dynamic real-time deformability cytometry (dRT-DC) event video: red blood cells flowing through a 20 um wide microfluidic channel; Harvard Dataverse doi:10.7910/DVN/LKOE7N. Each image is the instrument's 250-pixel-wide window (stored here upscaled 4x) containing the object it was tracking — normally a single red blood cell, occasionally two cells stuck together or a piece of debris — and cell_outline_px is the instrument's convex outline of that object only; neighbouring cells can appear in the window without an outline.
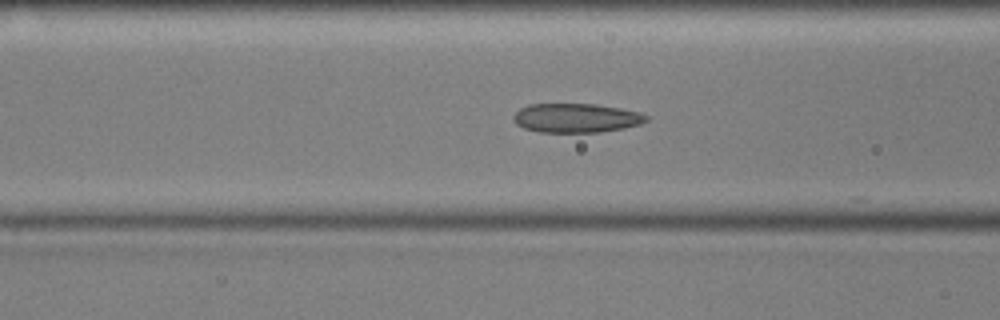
{"species": "common noctule bat (a hibernating species)", "species_latin": "Nyctalus noctula", "temperature_condition": "cold", "stored_images_in_passage": 55, "camera_frame_rate_fps": 3000, "um_per_image_px": 0.085, "animal": {"sex": "male", "body_mass_g": 17.9, "forearm_length_mm": 54.2}, "frame": {"image": 1, "passage_image": 20, "time_ms": 6.333, "image_size_px": [1000, 320], "cell_outline_px": [[648, 120], [640, 124], [624, 128], [600, 132], [540, 132], [524, 128], [516, 124], [512, 120], [512, 116], [520, 108], [528, 104], [596, 104], [620, 108], [640, 112], [648, 116]], "centroid_in_image_um": [48.96, 10.02], "position_along_channel_um": 117.6, "area_um2": 22.66}}
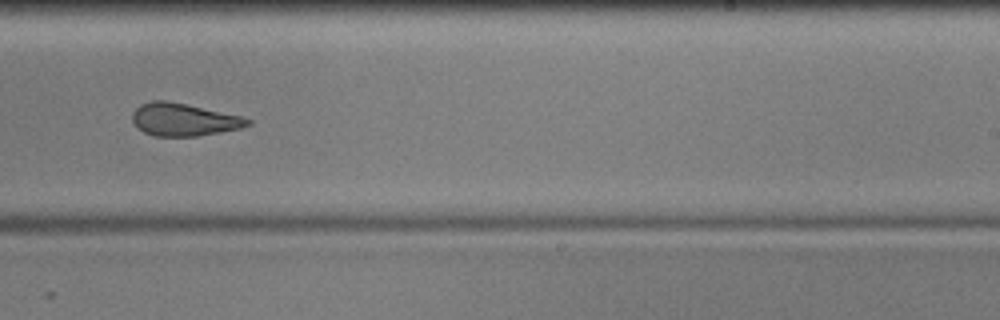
{"frame": {"image": 2, "passage_image": 33, "time_ms": 10.667, "image_size_px": [1000, 320], "cell_outline_px": [[252, 124], [240, 128], [196, 136], [156, 136], [144, 132], [132, 120], [132, 112], [140, 104], [152, 100], [164, 100], [184, 104], [240, 116], [252, 120]], "centroid_in_image_um": [15.59, 10.16], "position_along_channel_um": 273.4, "area_um2": 21.5}}
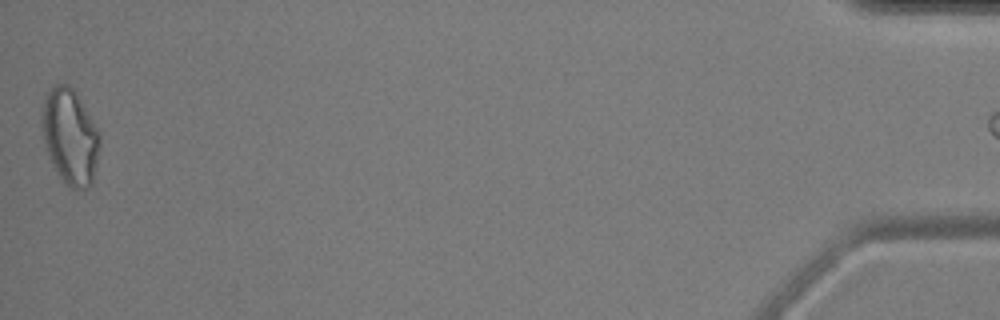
{"frame": {"image": 3, "passage_image": 54, "time_ms": 17.667, "image_size_px": [1000, 320], "cell_outline_px": [[100, 140], [96, 164], [92, 184], [88, 188], [72, 188], [60, 176], [52, 164], [44, 140], [40, 124], [40, 116], [44, 100], [48, 92], [56, 84], [68, 84], [76, 92], [100, 132]], "centroid_in_image_um": [5.95, 11.58], "position_along_channel_um": 429.2, "area_um2": 31.96}}